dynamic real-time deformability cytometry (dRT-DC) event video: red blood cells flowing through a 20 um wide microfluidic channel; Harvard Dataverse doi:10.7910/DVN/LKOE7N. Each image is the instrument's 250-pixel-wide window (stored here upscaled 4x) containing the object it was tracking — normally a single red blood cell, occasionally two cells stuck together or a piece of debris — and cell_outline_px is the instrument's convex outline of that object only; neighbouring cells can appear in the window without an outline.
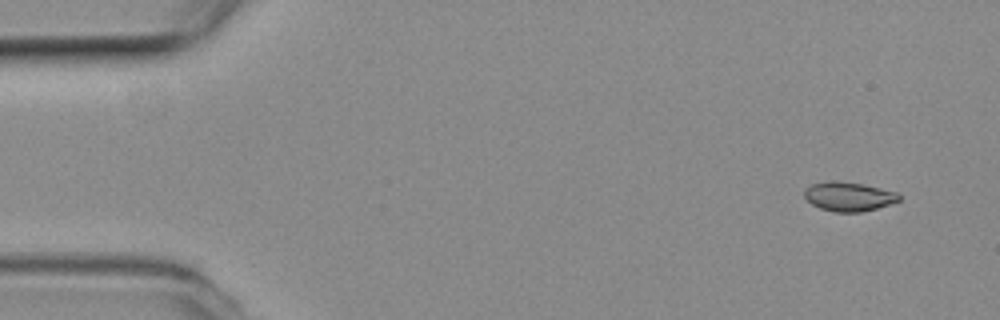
{"species": "common noctule bat (a hibernating species)", "species_latin": "Nyctalus noctula", "temperature_condition": "room temperature", "stored_images_in_passage": 42, "camera_frame_rate_fps": 3000, "um_per_image_px": 0.085, "animal": {"sex": "female", "body_mass_g": 19.3, "forearm_length_mm": 54.1}, "frame": {"image": 1, "passage_image": 3, "time_ms": 0.667, "image_size_px": [1000, 320], "cell_outline_px": [[900, 200], [876, 208], [860, 212], [832, 212], [820, 208], [812, 204], [804, 196], [804, 188], [812, 184], [828, 180], [860, 184], [880, 188], [896, 192], [900, 196]], "centroid_in_image_um": [72.09, 16.71], "position_along_channel_um": 12.9, "area_um2": 15.9}}
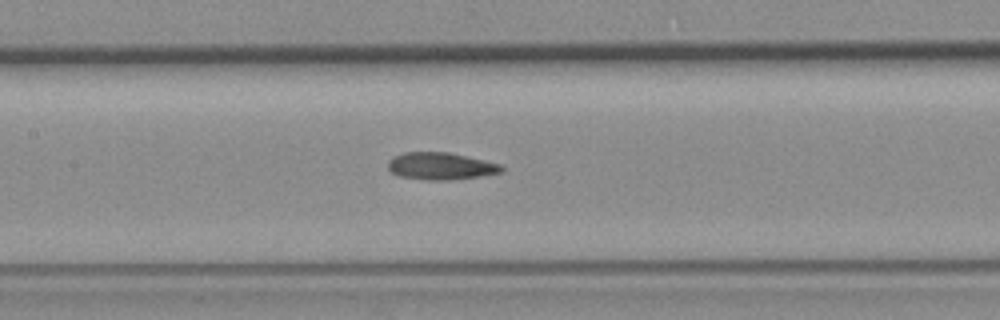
{"frame": {"image": 2, "passage_image": 25, "time_ms": 8.0, "image_size_px": [1000, 320], "cell_outline_px": [[504, 172], [480, 176], [448, 180], [428, 180], [400, 176], [392, 172], [388, 168], [388, 160], [392, 156], [404, 152], [448, 152], [484, 160], [500, 164], [504, 168]], "centroid_in_image_um": [37.45, 14.11], "position_along_channel_um": 169.9, "area_um2": 17.98}}
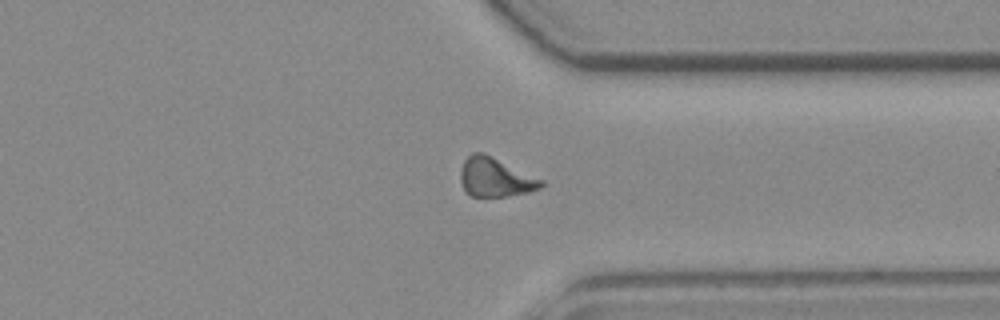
{"frame": {"image": 3, "passage_image": 41, "time_ms": 13.333, "image_size_px": [1000, 320], "cell_outline_px": [[544, 184], [540, 188], [528, 192], [508, 196], [472, 196], [464, 192], [460, 180], [460, 168], [464, 160], [472, 152], [484, 152], [544, 180]], "centroid_in_image_um": [42.08, 15.06], "position_along_channel_um": 369.3, "area_um2": 18.55}}